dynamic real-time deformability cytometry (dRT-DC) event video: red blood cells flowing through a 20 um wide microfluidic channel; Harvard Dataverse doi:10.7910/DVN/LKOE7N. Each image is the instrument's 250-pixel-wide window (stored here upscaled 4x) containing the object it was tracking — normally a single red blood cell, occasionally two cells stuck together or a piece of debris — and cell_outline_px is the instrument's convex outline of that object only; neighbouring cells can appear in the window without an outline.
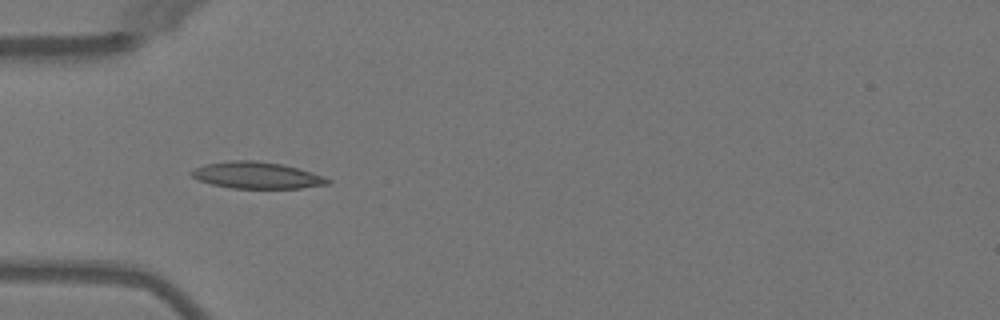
{"species": "Egyptian fruit bat (a non-hibernating species)", "species_latin": "Rousettus aegyptiacus", "temperature_condition": "warm", "stored_images_in_passage": 6, "camera_frame_rate_fps": 3000, "um_per_image_px": 0.085, "animal": {"sex": "female"}, "frame": {"image": 1, "passage_image": 4, "time_ms": 5.0, "image_size_px": [1000, 320], "cell_outline_px": [[332, 180], [328, 184], [300, 188], [232, 188], [212, 184], [200, 180], [192, 176], [188, 172], [204, 164], [232, 160], [252, 160], [284, 164], [312, 172], [324, 176]], "centroid_in_image_um": [21.84, 14.89], "position_along_channel_um": 63.2, "area_um2": 21.1}}
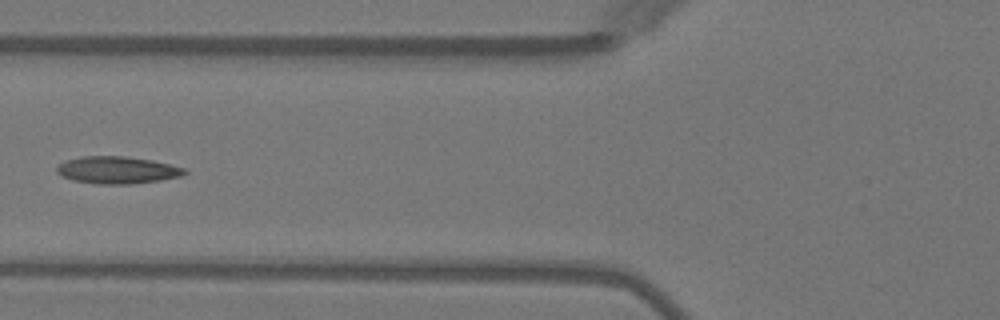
{"frame": {"image": 2, "passage_image": 5, "time_ms": 6.333, "image_size_px": [1000, 320], "cell_outline_px": [[188, 172], [180, 176], [160, 180], [132, 184], [96, 184], [72, 180], [56, 172], [56, 168], [60, 164], [68, 160], [80, 156], [124, 156], [152, 160], [188, 168]], "centroid_in_image_um": [10.0, 14.45], "position_along_channel_um": 115.8, "area_um2": 20.29}}
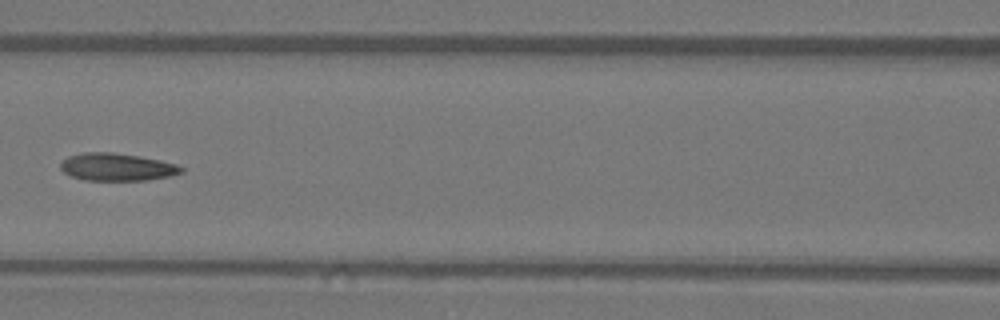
{"frame": {"image": 3, "passage_image": 6, "time_ms": 7.333, "image_size_px": [1000, 320], "cell_outline_px": [[184, 172], [172, 176], [148, 180], [84, 180], [72, 176], [64, 172], [60, 168], [60, 164], [68, 156], [80, 152], [112, 152], [140, 156], [160, 160], [176, 164], [184, 168]], "centroid_in_image_um": [9.96, 14.19], "position_along_channel_um": 156.6, "area_um2": 19.54}}